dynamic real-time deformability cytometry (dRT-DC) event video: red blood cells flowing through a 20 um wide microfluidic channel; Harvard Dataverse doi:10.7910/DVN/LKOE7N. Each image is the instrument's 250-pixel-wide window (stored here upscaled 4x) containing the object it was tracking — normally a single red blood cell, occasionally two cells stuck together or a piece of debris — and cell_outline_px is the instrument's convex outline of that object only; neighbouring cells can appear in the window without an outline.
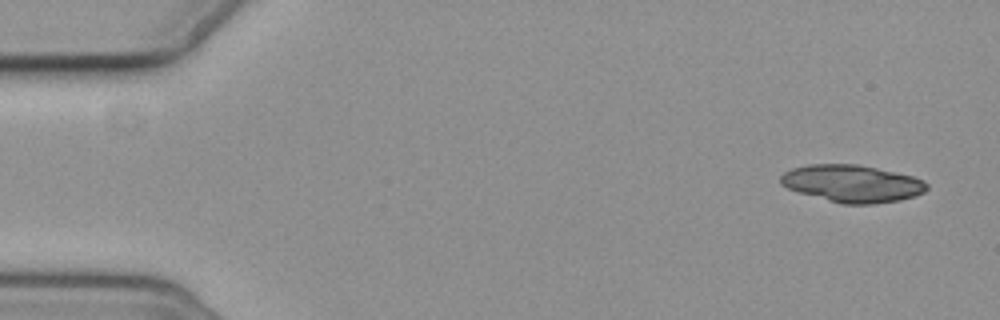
{"species": "common noctule bat (a hibernating species)", "species_latin": "Nyctalus noctula", "temperature_condition": "cold", "stored_images_in_passage": 4, "camera_frame_rate_fps": 3000, "um_per_image_px": 0.085, "animal": {"sex": "female", "body_mass_g": 19.3, "forearm_length_mm": 54.1}, "frame": {"image": 1, "passage_image": 1, "time_ms": 0.0, "image_size_px": [1000, 320], "cell_outline_px": [[928, 188], [924, 192], [916, 196], [900, 200], [872, 204], [840, 204], [800, 192], [788, 188], [780, 184], [780, 176], [784, 172], [792, 168], [808, 164], [856, 164], [876, 168], [912, 176], [924, 180], [928, 184]], "centroid_in_image_um": [72.44, 15.6], "position_along_channel_um": 12.6, "area_um2": 31.73}}